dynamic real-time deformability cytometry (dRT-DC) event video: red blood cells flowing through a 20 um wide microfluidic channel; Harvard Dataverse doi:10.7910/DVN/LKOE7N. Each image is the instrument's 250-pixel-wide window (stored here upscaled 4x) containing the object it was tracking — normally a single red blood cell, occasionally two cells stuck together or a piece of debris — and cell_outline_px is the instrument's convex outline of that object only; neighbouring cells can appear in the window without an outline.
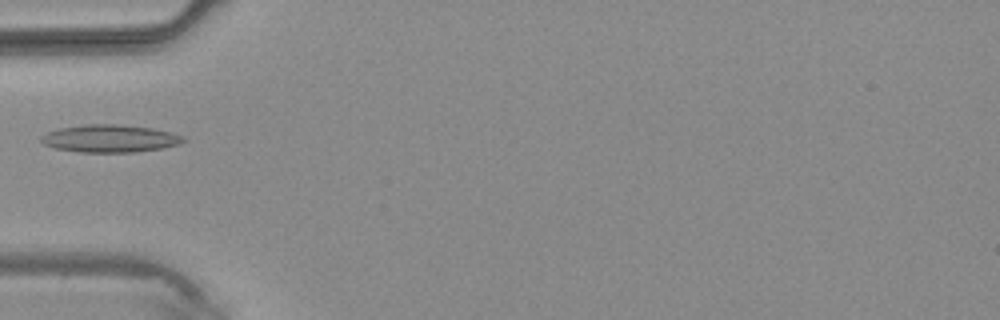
{"species": "common noctule bat (a hibernating species)", "species_latin": "Nyctalus noctula", "temperature_condition": "warm", "stored_images_in_passage": 4, "camera_frame_rate_fps": 3000, "um_per_image_px": 0.085, "animal": {"sex": "male", "body_mass_g": 20.4}, "frame": {"image": 1, "passage_image": 4, "time_ms": 4.333, "image_size_px": [1000, 320], "cell_outline_px": [[188, 140], [164, 148], [136, 152], [80, 152], [56, 148], [44, 144], [40, 140], [40, 136], [48, 132], [60, 128], [84, 124], [116, 124], [152, 128], [184, 136]], "centroid_in_image_um": [9.34, 11.77], "position_along_channel_um": 75.7, "area_um2": 22.77}}